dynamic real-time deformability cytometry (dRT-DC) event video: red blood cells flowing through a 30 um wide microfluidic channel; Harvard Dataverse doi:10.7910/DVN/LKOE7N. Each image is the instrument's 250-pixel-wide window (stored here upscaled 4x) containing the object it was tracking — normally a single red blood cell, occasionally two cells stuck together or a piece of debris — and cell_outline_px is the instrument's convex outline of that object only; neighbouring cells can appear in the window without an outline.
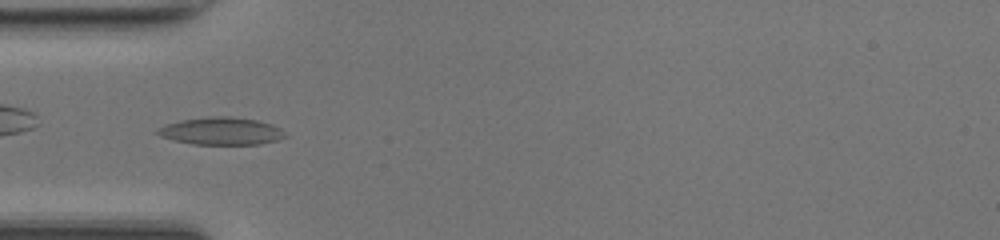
{"species": "common noctule bat (a hibernating species)", "species_latin": "Nyctalus noctula", "temperature_condition": "room temperature", "stored_images_in_passage": 31, "camera_frame_rate_fps": 3000, "um_per_image_px": 0.085, "animal": {"sex": "female", "body_mass_g": 17.0, "forearm_length_mm": 48.0}, "frame": {"image": 1, "passage_image": 5, "time_ms": 1.333, "image_size_px": [1000, 240], "cell_outline_px": [[288, 136], [276, 140], [260, 144], [192, 144], [160, 136], [152, 132], [156, 128], [164, 124], [184, 120], [208, 116], [232, 116], [256, 120], [272, 124], [280, 128]], "centroid_in_image_um": [18.77, 11.13], "position_along_channel_um": 66.2, "area_um2": 20.52}}
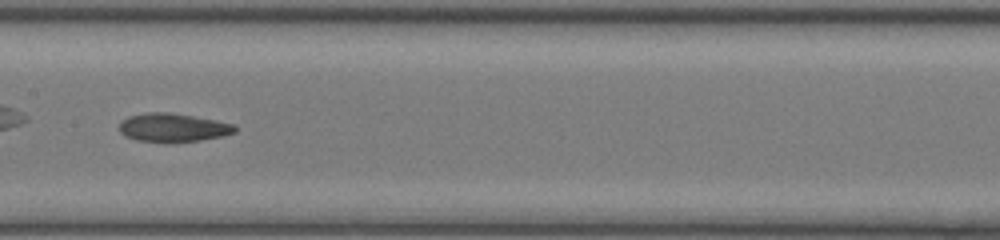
{"frame": {"image": 2, "passage_image": 14, "time_ms": 4.333, "image_size_px": [1000, 240], "cell_outline_px": [[236, 132], [224, 136], [200, 140], [168, 144], [164, 144], [136, 140], [124, 136], [120, 132], [120, 124], [128, 116], [148, 112], [168, 112], [216, 120], [236, 124]], "centroid_in_image_um": [14.72, 10.87], "position_along_channel_um": 192.7, "area_um2": 19.65}, "authors_computed_cell_mechanics": {"area_um2": 19.5364, "velocity_mm_per_s": 4.2111, "shape_relaxation_time_tau1_ms": null, "shape_relaxation_time_tau2_ms": 8.5368, "deformation_change_tau1": null, "deformation_change_tau2": 0.1985}}